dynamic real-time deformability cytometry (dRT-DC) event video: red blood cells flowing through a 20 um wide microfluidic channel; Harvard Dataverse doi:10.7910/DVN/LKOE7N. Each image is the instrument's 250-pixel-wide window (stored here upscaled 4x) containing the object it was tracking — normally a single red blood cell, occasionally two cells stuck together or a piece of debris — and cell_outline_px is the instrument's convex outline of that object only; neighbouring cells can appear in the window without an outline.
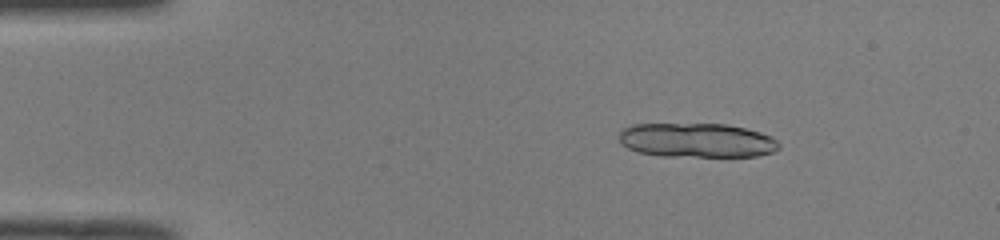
{"species": "common noctule bat (a hibernating species)", "species_latin": "Nyctalus noctula", "temperature_condition": "room temperature", "stored_images_in_passage": 34, "camera_frame_rate_fps": 3000, "um_per_image_px": 0.085, "animal": {"sex": "male", "body_mass_g": 19.0, "forearm_length_mm": 50.8}, "frame": {"image": 1, "passage_image": 4, "time_ms": 1.0, "image_size_px": [1000, 240], "cell_outline_px": [[780, 148], [772, 152], [756, 156], [660, 156], [636, 152], [620, 144], [620, 132], [624, 128], [632, 124], [728, 124], [760, 132], [772, 136], [780, 144]], "centroid_in_image_um": [59.22, 11.92], "position_along_channel_um": 25.8, "area_um2": 32.14}}
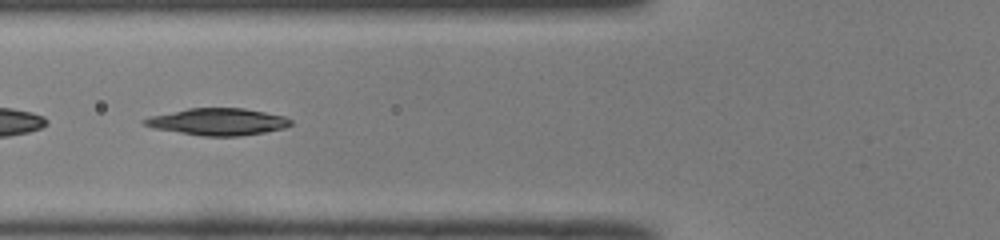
{"frame": {"image": 2, "passage_image": 16, "time_ms": 5.0, "image_size_px": [1000, 240], "cell_outline_px": [[292, 124], [284, 128], [264, 132], [240, 136], [200, 136], [152, 128], [144, 124], [140, 120], [152, 116], [188, 108], [244, 108], [284, 116], [292, 120]], "centroid_in_image_um": [18.51, 10.35], "position_along_channel_um": 107.3, "area_um2": 22.95}}
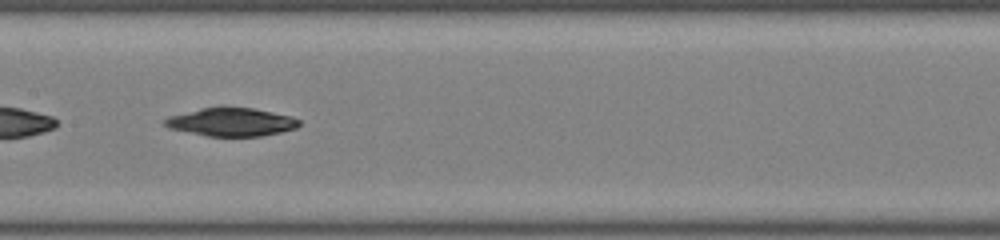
{"frame": {"image": 3, "passage_image": 22, "time_ms": 7.0, "image_size_px": [1000, 240], "cell_outline_px": [[300, 124], [296, 128], [280, 132], [260, 136], [208, 136], [168, 128], [164, 124], [164, 120], [168, 116], [200, 108], [252, 108], [292, 116], [300, 120]], "centroid_in_image_um": [19.66, 10.38], "position_along_channel_um": 187.7, "area_um2": 21.85}}